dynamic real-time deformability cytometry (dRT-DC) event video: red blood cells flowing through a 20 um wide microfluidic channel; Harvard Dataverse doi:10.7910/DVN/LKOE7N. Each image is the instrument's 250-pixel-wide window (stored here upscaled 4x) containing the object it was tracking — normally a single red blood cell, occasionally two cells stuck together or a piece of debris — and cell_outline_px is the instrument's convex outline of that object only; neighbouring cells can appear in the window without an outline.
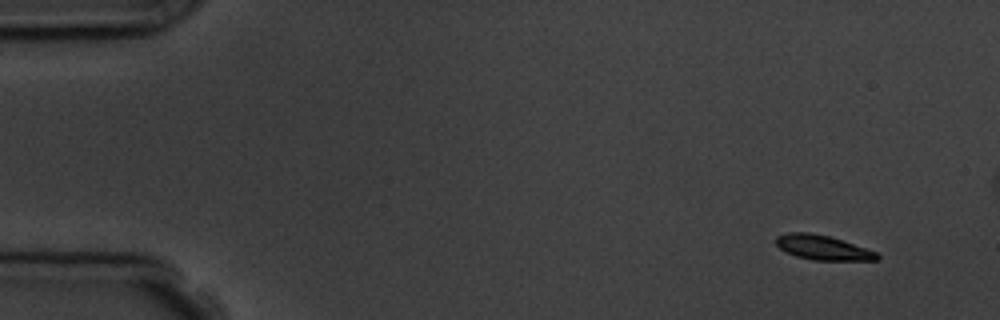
{"species": "common noctule bat (a hibernating species)", "species_latin": "Nyctalus noctula", "temperature_condition": "room temperature", "stored_images_in_passage": 9, "camera_frame_rate_fps": 3000, "um_per_image_px": 0.085, "animal": {"sex": "male", "body_mass_g": 19.5, "forearm_length_mm": 54.6}, "frame": {"image": 1, "passage_image": 1, "time_ms": 0.0, "image_size_px": [1000, 320], "cell_outline_px": [[880, 260], [812, 260], [796, 256], [780, 248], [776, 244], [776, 236], [788, 232], [808, 232], [828, 236], [876, 252], [880, 256]], "centroid_in_image_um": [69.91, 21.05], "position_along_channel_um": 15.1, "area_um2": 14.22}}
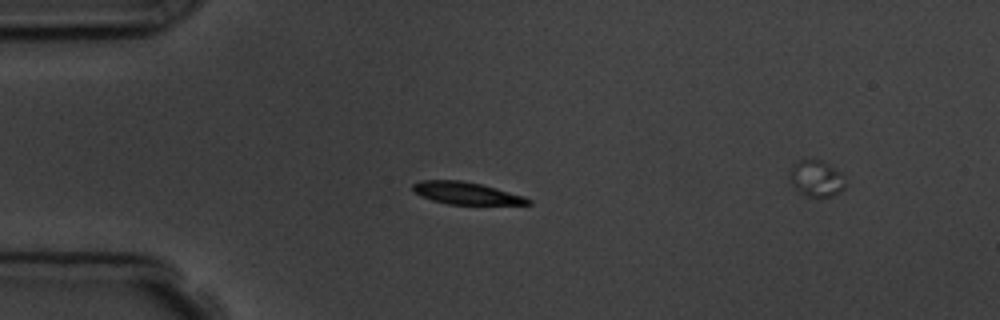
{"frame": {"image": 2, "passage_image": 4, "time_ms": 3.333, "image_size_px": [1000, 320], "cell_outline_px": [[532, 204], [448, 204], [432, 200], [420, 196], [412, 192], [412, 184], [420, 180], [460, 180], [480, 184], [496, 188], [524, 196], [532, 200]], "centroid_in_image_um": [39.58, 16.41], "position_along_channel_um": 45.4, "area_um2": 14.91}}